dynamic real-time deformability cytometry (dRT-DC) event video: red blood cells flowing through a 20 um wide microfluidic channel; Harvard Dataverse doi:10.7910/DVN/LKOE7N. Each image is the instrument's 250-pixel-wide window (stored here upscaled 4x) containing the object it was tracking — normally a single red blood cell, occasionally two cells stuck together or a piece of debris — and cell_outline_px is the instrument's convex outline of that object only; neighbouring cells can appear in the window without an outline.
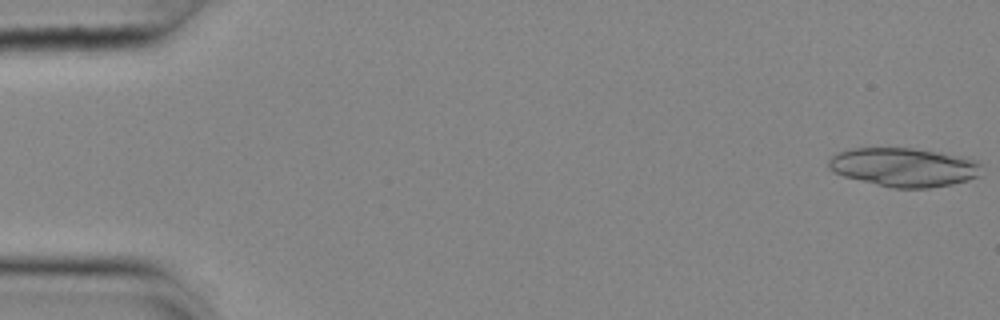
{"species": "common noctule bat (a hibernating species)", "species_latin": "Nyctalus noctula", "temperature_condition": "cold", "stored_images_in_passage": 16, "camera_frame_rate_fps": 3000, "um_per_image_px": 0.085, "animal": {"sex": "female", "body_mass_g": 25.1}, "frame": {"image": 1, "passage_image": 1, "time_ms": 0.0, "image_size_px": [1000, 320], "cell_outline_px": [[980, 164], [976, 176], [968, 180], [952, 184], [928, 188], [892, 188], [844, 176], [828, 168], [828, 160], [832, 156], [840, 152], [852, 148], [912, 148], [964, 156], [976, 160]], "centroid_in_image_um": [76.82, 14.21], "position_along_channel_um": 8.2, "area_um2": 34.28}}
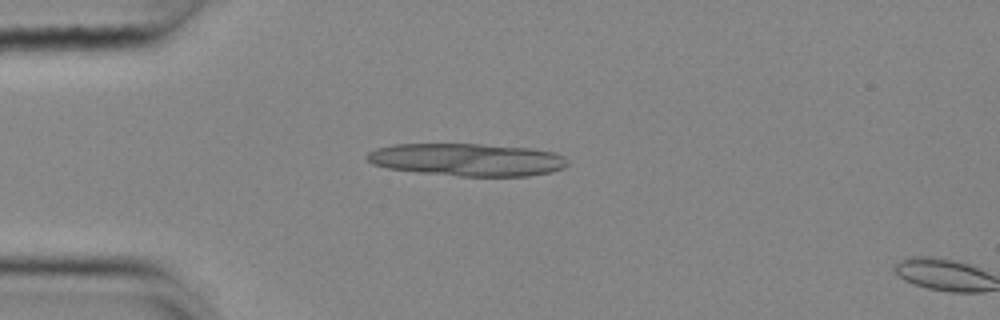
{"frame": {"image": 2, "passage_image": 14, "time_ms": 4.333, "image_size_px": [1000, 320], "cell_outline_px": [[568, 164], [564, 168], [552, 172], [528, 176], [460, 176], [416, 172], [388, 168], [372, 164], [364, 156], [368, 152], [376, 148], [392, 144], [480, 144], [532, 148], [552, 152], [564, 156], [568, 160]], "centroid_in_image_um": [39.71, 13.57], "position_along_channel_um": 45.3, "area_um2": 38.32}}